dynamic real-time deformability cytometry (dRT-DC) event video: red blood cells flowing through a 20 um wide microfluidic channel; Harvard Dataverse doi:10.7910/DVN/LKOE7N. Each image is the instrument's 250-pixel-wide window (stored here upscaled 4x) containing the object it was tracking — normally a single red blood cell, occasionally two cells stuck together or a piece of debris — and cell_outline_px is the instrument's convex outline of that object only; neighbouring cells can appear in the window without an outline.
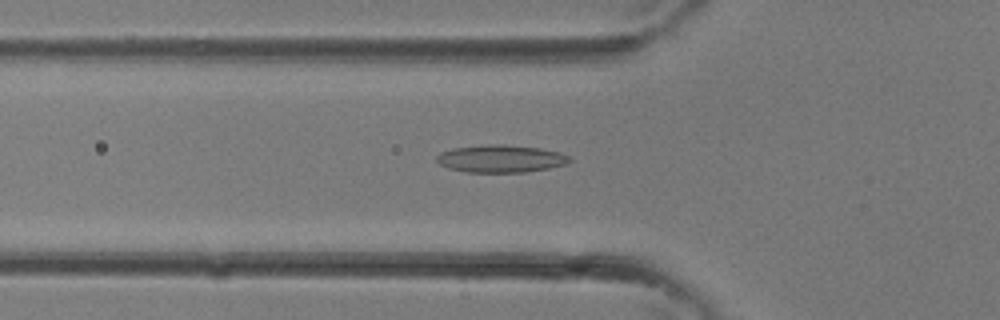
{"species": "common noctule bat (a hibernating species)", "species_latin": "Nyctalus noctula", "temperature_condition": "room temperature", "stored_images_in_passage": 32, "camera_frame_rate_fps": 3000, "um_per_image_px": 0.085, "animal": {"sex": "female"}, "frame": {"image": 1, "passage_image": 11, "time_ms": 3.333, "image_size_px": [1000, 320], "cell_outline_px": [[572, 160], [568, 164], [548, 168], [524, 172], [468, 172], [448, 168], [440, 164], [436, 160], [436, 156], [440, 152], [452, 148], [488, 144], [504, 144], [540, 148], [560, 152], [568, 156]], "centroid_in_image_um": [42.56, 13.48], "position_along_channel_um": 83.2, "area_um2": 21.39}}
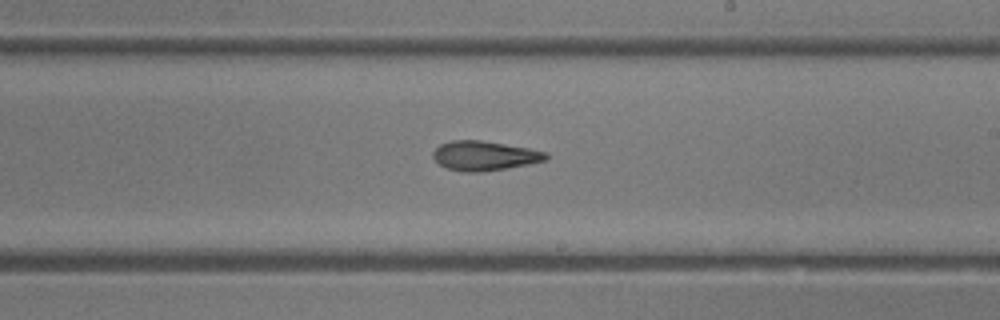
{"frame": {"image": 2, "passage_image": 19, "time_ms": 6.0, "image_size_px": [1000, 320], "cell_outline_px": [[548, 156], [544, 160], [528, 164], [480, 172], [464, 172], [448, 168], [440, 164], [432, 156], [432, 152], [440, 144], [452, 140], [480, 140], [528, 148], [544, 152]], "centroid_in_image_um": [41.12, 13.23], "position_along_channel_um": 247.9, "area_um2": 19.02}}
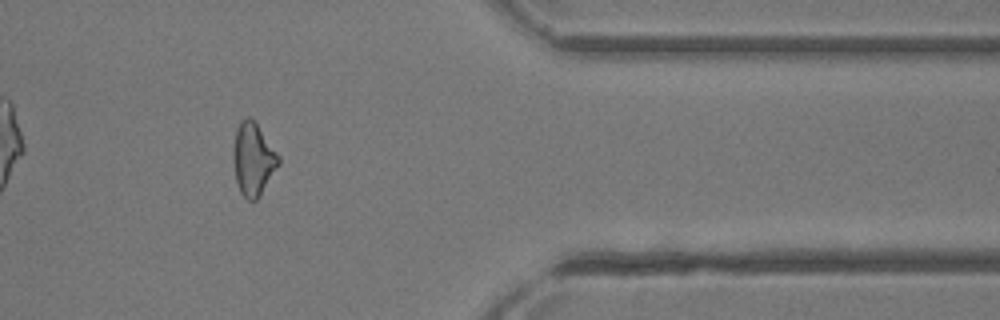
{"frame": {"image": 3, "passage_image": 27, "time_ms": 8.667, "image_size_px": [1000, 320], "cell_outline_px": [[280, 164], [260, 196], [256, 200], [248, 200], [240, 192], [236, 180], [232, 160], [232, 152], [236, 128], [240, 120], [248, 116], [256, 124], [280, 156]], "centroid_in_image_um": [21.51, 13.54], "position_along_channel_um": 389.9, "area_um2": 19.25}}